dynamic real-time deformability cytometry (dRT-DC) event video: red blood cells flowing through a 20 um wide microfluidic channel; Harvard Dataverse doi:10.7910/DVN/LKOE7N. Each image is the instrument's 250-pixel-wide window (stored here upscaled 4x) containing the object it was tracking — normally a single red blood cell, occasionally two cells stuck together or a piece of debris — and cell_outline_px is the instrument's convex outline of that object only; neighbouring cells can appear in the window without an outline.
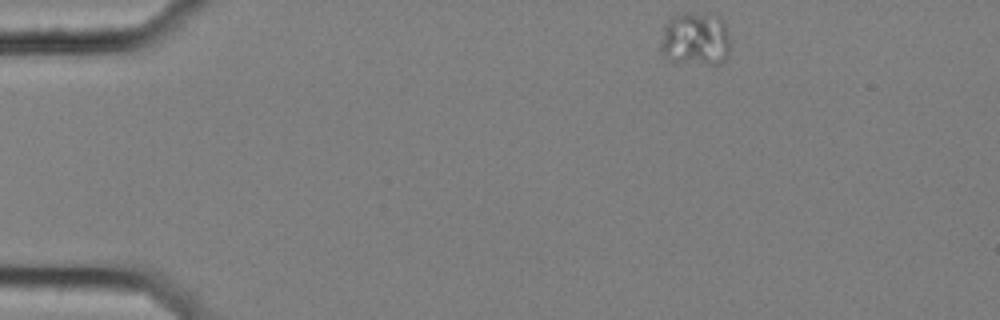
{"species": "common noctule bat (a hibernating species)", "species_latin": "Nyctalus noctula", "temperature_condition": "cold", "stored_images_in_passage": 45, "camera_frame_rate_fps": 3000, "um_per_image_px": 0.085, "animal": {"sex": "female", "body_mass_g": 25.1}, "frame": {"image": 1, "passage_image": 1, "time_ms": 0.0, "image_size_px": [1000, 320], "cell_outline_px": [[728, 52], [724, 60], [720, 64], [708, 64], [672, 60], [664, 56], [660, 52], [660, 48], [664, 24], [672, 16], [680, 12], [688, 12], [720, 16], [728, 32]], "centroid_in_image_um": [59.08, 3.28], "position_along_channel_um": 25.9, "area_um2": 21.68}}
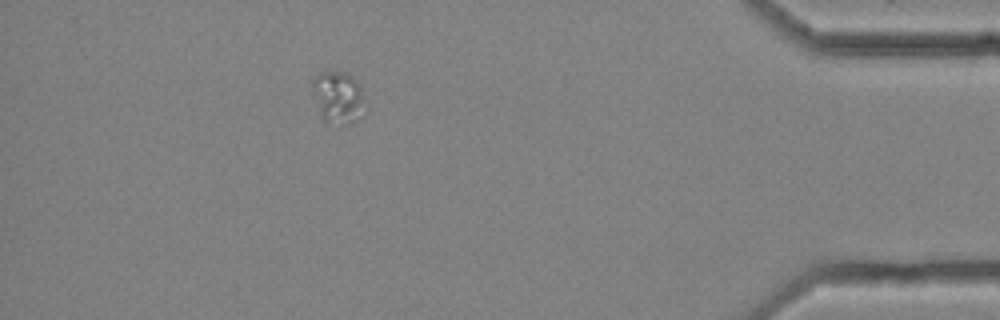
{"frame": {"image": 2, "passage_image": 44, "time_ms": 14.333, "image_size_px": [1000, 320], "cell_outline_px": [[364, 116], [348, 124], [344, 124], [324, 120], [320, 116], [312, 88], [312, 80], [320, 72], [348, 72], [360, 84]], "centroid_in_image_um": [28.73, 8.26], "position_along_channel_um": 406.5, "area_um2": 15.78}}